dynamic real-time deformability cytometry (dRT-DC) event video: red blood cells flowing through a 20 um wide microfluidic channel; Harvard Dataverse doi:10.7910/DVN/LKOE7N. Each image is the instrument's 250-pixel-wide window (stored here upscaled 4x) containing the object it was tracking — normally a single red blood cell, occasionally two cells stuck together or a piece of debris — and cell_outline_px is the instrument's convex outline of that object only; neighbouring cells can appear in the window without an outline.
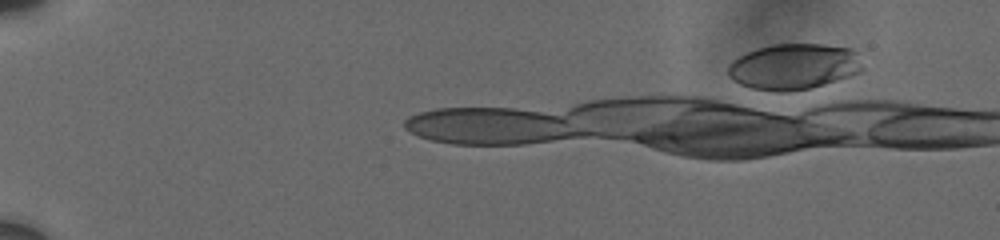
{"species": "human", "species_latin": "Homo sapiens", "temperature_condition": "cold", "stored_images_in_passage": 1, "camera_frame_rate_fps": 3000, "um_per_image_px": 0.085, "donor": {"sex": "male"}, "frame": {"image": 1, "passage_image": 1, "time_ms": 0.0, "image_size_px": [1000, 240], "cell_outline_px": [[864, 68], [860, 72], [816, 88], [784, 92], [776, 92], [752, 88], [740, 84], [728, 76], [728, 64], [732, 60], [756, 48], [772, 44], [820, 44], [848, 48], [852, 52]], "centroid_in_image_um": [67.43, 5.68], "position_along_channel_um": 17.6, "area_um2": 35.89}}